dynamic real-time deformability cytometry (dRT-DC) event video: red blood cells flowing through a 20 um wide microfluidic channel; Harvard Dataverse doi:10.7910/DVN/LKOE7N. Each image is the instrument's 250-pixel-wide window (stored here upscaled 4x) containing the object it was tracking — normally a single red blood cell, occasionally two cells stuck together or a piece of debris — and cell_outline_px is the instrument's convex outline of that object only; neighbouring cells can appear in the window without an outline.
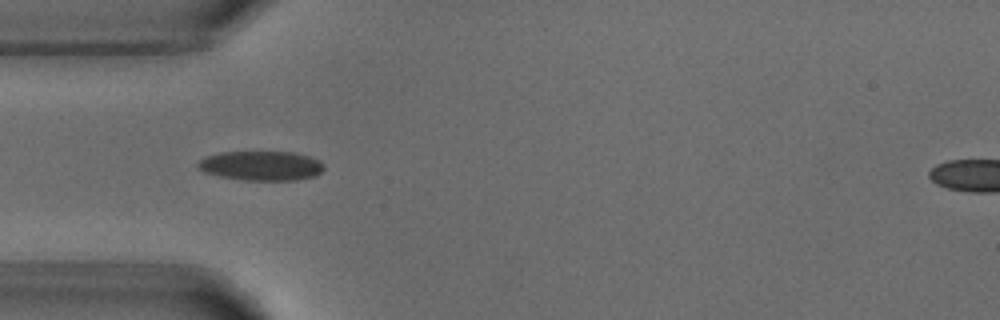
{"species": "common noctule bat (a hibernating species)", "species_latin": "Nyctalus noctula", "temperature_condition": "warm", "stored_images_in_passage": 8, "camera_frame_rate_fps": 3000, "um_per_image_px": 0.085, "animal": {"sex": "male", "body_mass_g": 18.8}, "frame": {"image": 1, "passage_image": 5, "time_ms": 4.667, "image_size_px": [1000, 320], "cell_outline_px": [[324, 168], [316, 176], [296, 180], [244, 180], [220, 176], [204, 172], [196, 168], [196, 164], [204, 156], [220, 152], [296, 152], [320, 160], [324, 164]], "centroid_in_image_um": [22.19, 14.08], "position_along_channel_um": 62.8, "area_um2": 21.85}}
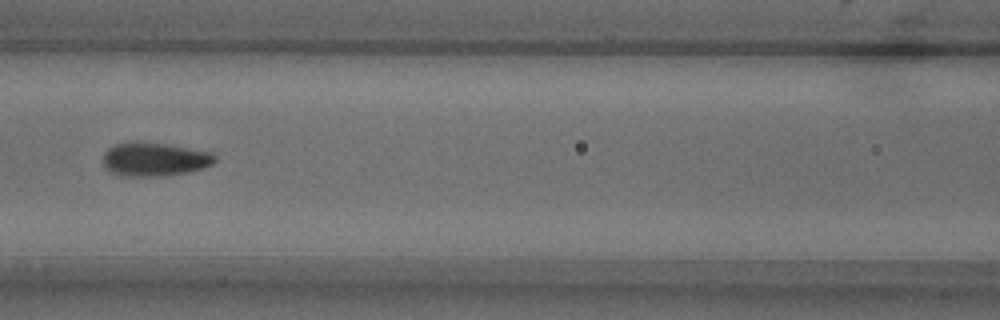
{"frame": {"image": 2, "passage_image": 7, "time_ms": 7.0, "image_size_px": [1000, 320], "cell_outline_px": [[216, 160], [212, 164], [204, 168], [188, 172], [164, 176], [124, 176], [112, 172], [104, 168], [104, 152], [108, 148], [116, 144], [128, 140], [140, 140], [168, 144], [212, 152], [216, 156]], "centroid_in_image_um": [13.13, 13.51], "position_along_channel_um": 153.5, "area_um2": 22.43}}
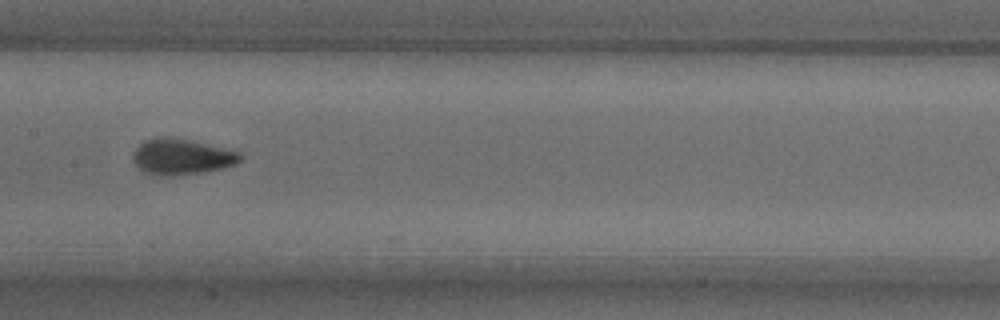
{"frame": {"image": 3, "passage_image": 8, "time_ms": 8.0, "image_size_px": [1000, 320], "cell_outline_px": [[240, 160], [224, 168], [204, 172], [172, 176], [152, 176], [144, 172], [132, 160], [132, 152], [144, 140], [160, 136], [168, 136], [188, 140], [240, 152]], "centroid_in_image_um": [15.36, 13.33], "position_along_channel_um": 192.0, "area_um2": 22.37}}